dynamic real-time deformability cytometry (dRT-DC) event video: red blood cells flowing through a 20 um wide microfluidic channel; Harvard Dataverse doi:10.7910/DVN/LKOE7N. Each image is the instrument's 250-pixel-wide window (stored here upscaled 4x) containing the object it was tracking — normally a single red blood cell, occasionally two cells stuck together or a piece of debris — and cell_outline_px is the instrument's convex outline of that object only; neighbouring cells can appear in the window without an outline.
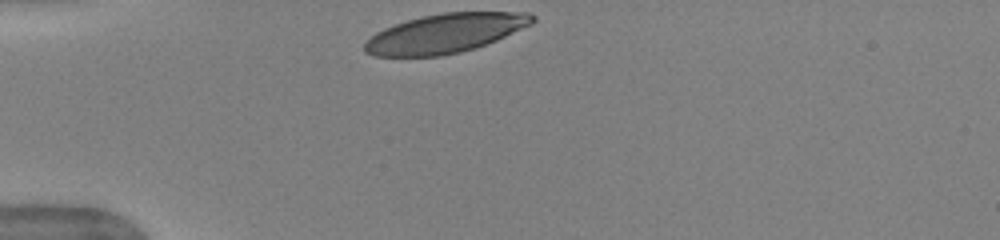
{"species": "human", "species_latin": "Homo sapiens", "temperature_condition": "warm", "stored_images_in_passage": 10, "camera_frame_rate_fps": 3000, "um_per_image_px": 0.085, "donor": {"sex": "female"}, "frame": {"image": 1, "passage_image": 1, "time_ms": 0.0, "image_size_px": [1000, 240], "cell_outline_px": [[536, 20], [532, 24], [496, 40], [476, 48], [460, 52], [440, 56], [372, 56], [364, 52], [364, 44], [376, 32], [384, 28], [408, 20], [424, 16], [444, 12], [528, 12], [536, 16]], "centroid_in_image_um": [37.86, 2.83], "position_along_channel_um": 47.1, "area_um2": 38.15}}
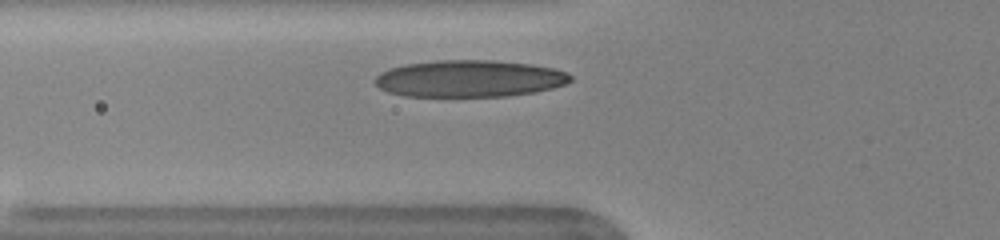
{"frame": {"image": 2, "passage_image": 6, "time_ms": 1.667, "image_size_px": [1000, 240], "cell_outline_px": [[572, 80], [564, 84], [552, 88], [536, 92], [508, 96], [404, 96], [388, 92], [380, 88], [372, 80], [380, 72], [388, 68], [404, 64], [436, 60], [496, 60], [532, 64], [552, 68], [568, 72], [572, 76]], "centroid_in_image_um": [39.88, 6.67], "position_along_channel_um": 85.9, "area_um2": 42.37}}